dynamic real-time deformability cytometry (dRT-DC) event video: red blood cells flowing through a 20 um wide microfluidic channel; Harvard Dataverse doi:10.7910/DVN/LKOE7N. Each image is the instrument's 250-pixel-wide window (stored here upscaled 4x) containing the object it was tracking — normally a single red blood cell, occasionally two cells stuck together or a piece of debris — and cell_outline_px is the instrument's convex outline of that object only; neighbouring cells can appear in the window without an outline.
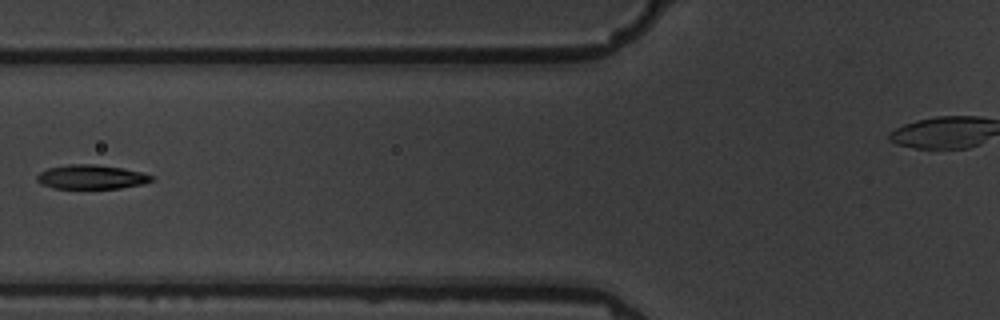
{"species": "common noctule bat (a hibernating species)", "species_latin": "Nyctalus noctula", "temperature_condition": "warm", "stored_images_in_passage": 9, "segment_of_instrument_passage": [1, 2], "camera_frame_rate_fps": 3000, "um_per_image_px": 0.085, "animal": {"sex": "male", "body_mass_g": 19.5, "forearm_length_mm": 54.6}, "frame": {"image": 1, "passage_image": 6, "time_ms": 6.0, "image_size_px": [1000, 320], "cell_outline_px": [[156, 180], [144, 184], [120, 188], [52, 188], [40, 184], [36, 180], [36, 176], [40, 172], [48, 168], [68, 164], [92, 164], [120, 168], [140, 172], [152, 176]], "centroid_in_image_um": [7.74, 15.05], "position_along_channel_um": 118.1, "area_um2": 16.13}}
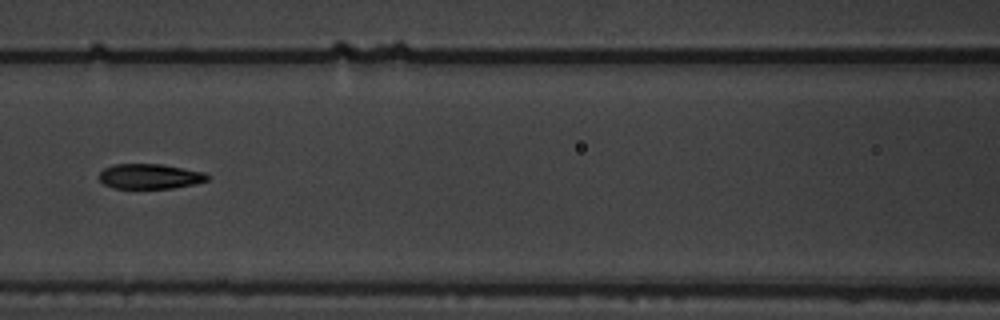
{"frame": {"image": 2, "passage_image": 7, "time_ms": 7.0, "image_size_px": [1000, 320], "cell_outline_px": [[212, 176], [208, 180], [192, 184], [172, 188], [112, 188], [104, 184], [100, 180], [100, 172], [104, 168], [112, 164], [160, 164], [204, 172]], "centroid_in_image_um": [12.73, 14.99], "position_along_channel_um": 153.9, "area_um2": 15.72}}
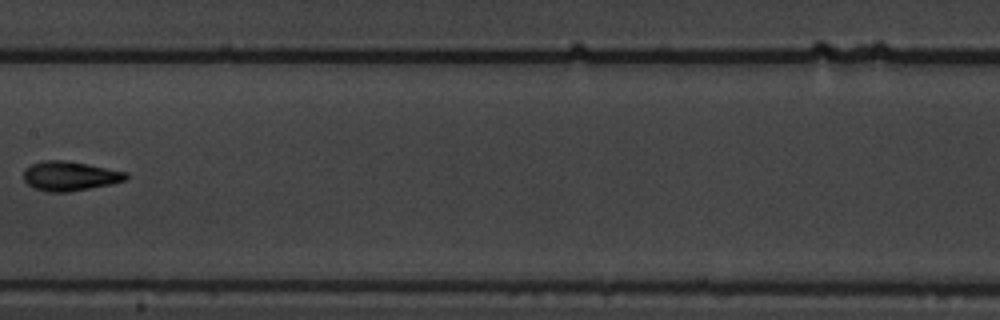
{"frame": {"image": 3, "passage_image": 8, "time_ms": 8.333, "image_size_px": [1000, 320], "cell_outline_px": [[128, 176], [124, 180], [112, 184], [68, 192], [48, 192], [32, 188], [24, 180], [24, 168], [32, 164], [44, 160], [64, 160], [128, 172]], "centroid_in_image_um": [5.91, 14.97], "position_along_channel_um": 201.5, "area_um2": 17.51}}